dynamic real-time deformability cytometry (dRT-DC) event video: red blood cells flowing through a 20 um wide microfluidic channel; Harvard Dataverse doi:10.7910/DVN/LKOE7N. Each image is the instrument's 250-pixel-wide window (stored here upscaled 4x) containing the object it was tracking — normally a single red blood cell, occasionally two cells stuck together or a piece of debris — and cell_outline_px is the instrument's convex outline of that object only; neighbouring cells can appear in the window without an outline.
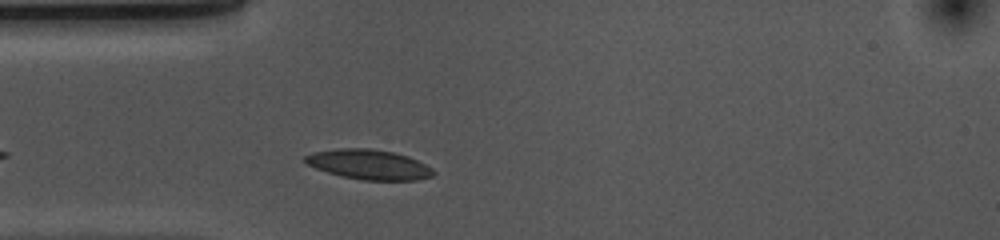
{"species": "common noctule bat (a hibernating species)", "species_latin": "Nyctalus noctula", "temperature_condition": "cold", "stored_images_in_passage": 32, "camera_frame_rate_fps": 3000, "um_per_image_px": 0.085, "animal": {"sex": "female", "body_mass_g": 10.0, "forearm_length_mm": 53.1}, "frame": {"image": 1, "passage_image": 6, "time_ms": 1.667, "image_size_px": [1000, 240], "cell_outline_px": [[436, 172], [432, 176], [416, 180], [364, 180], [344, 176], [328, 172], [316, 168], [308, 164], [304, 160], [304, 156], [312, 152], [340, 148], [368, 148], [392, 152], [408, 156], [432, 168]], "centroid_in_image_um": [31.36, 13.98], "position_along_channel_um": 53.6, "area_um2": 22.08}}
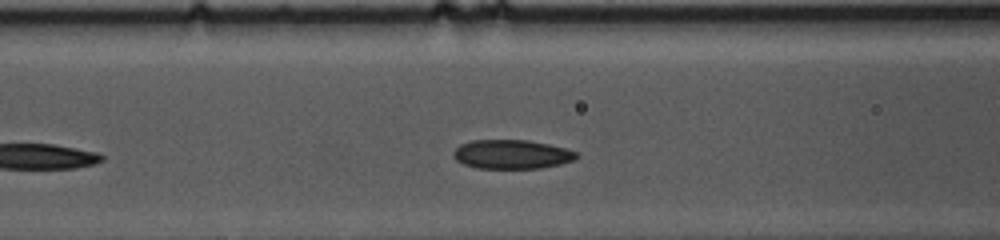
{"frame": {"image": 2, "passage_image": 12, "time_ms": 3.667, "image_size_px": [1000, 240], "cell_outline_px": [[580, 156], [576, 160], [560, 164], [540, 168], [476, 168], [464, 164], [456, 160], [452, 156], [452, 152], [460, 144], [472, 140], [528, 140], [548, 144], [564, 148], [576, 152]], "centroid_in_image_um": [43.49, 13.11], "position_along_channel_um": 123.1, "area_um2": 20.92}}
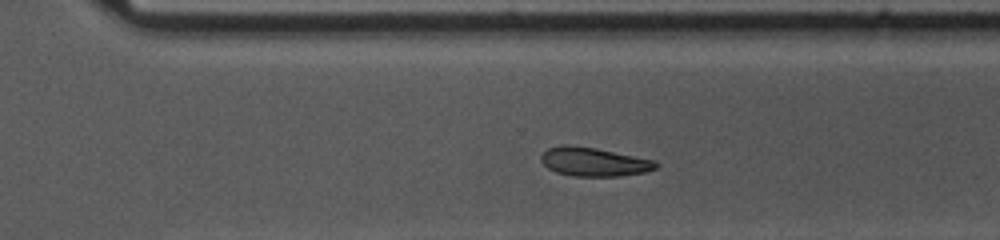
{"frame": {"image": 3, "passage_image": 25, "time_ms": 8.0, "image_size_px": [1000, 240], "cell_outline_px": [[660, 164], [656, 168], [644, 172], [620, 176], [572, 176], [556, 172], [548, 168], [540, 160], [540, 156], [548, 148], [564, 144], [596, 148], [656, 160]], "centroid_in_image_um": [50.49, 13.75], "position_along_channel_um": 320.1, "area_um2": 19.31}}